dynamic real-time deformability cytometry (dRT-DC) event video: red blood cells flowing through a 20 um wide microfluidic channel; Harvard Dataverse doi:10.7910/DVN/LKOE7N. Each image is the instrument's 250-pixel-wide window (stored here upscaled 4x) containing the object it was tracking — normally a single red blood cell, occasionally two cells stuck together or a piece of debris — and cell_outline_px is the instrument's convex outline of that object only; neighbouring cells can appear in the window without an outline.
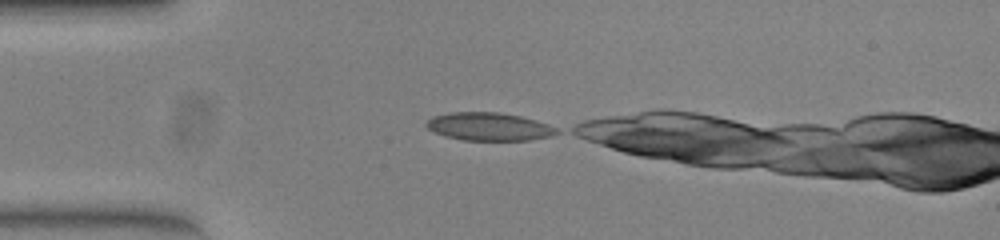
{"species": "common noctule bat (a hibernating species)", "species_latin": "Nyctalus noctula", "temperature_condition": "warm", "stored_images_in_passage": 33, "camera_frame_rate_fps": 3000, "um_per_image_px": 0.085, "animal": {"sex": "female", "body_mass_g": 23.0, "forearm_length_mm": 53.4}, "frame": {"image": 1, "passage_image": 1, "time_ms": 0.0, "image_size_px": [1000, 240], "cell_outline_px": [[560, 132], [552, 136], [528, 140], [464, 140], [444, 136], [428, 128], [424, 124], [432, 116], [452, 112], [500, 112], [520, 116], [536, 120], [548, 124], [556, 128]], "centroid_in_image_um": [41.57, 10.76], "position_along_channel_um": 43.4, "area_um2": 21.27}}
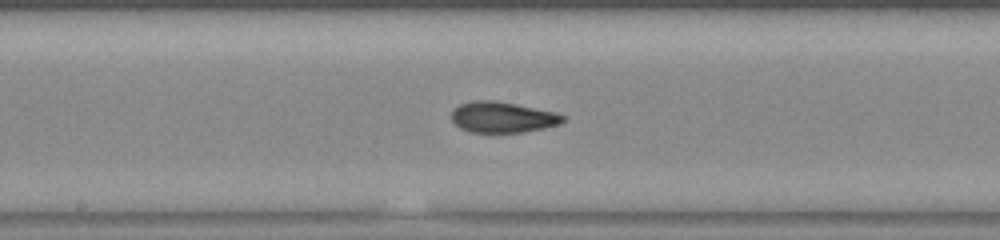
{"frame": {"image": 2, "passage_image": 15, "time_ms": 4.667, "image_size_px": [1000, 240], "cell_outline_px": [[564, 120], [556, 124], [544, 128], [524, 132], [468, 132], [460, 128], [452, 120], [452, 108], [460, 104], [472, 100], [496, 100], [556, 112], [564, 116]], "centroid_in_image_um": [42.67, 9.95], "position_along_channel_um": 205.5, "area_um2": 20.0}}
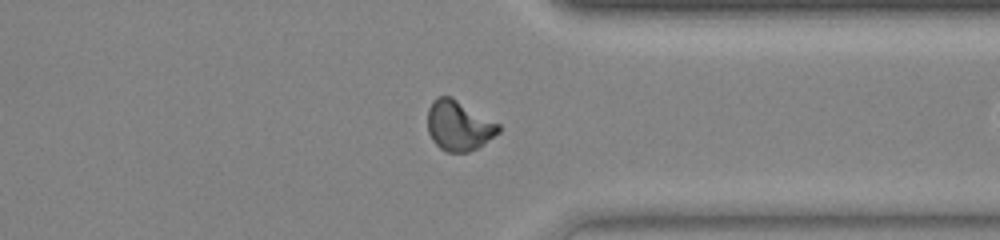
{"frame": {"image": 3, "passage_image": 28, "time_ms": 9.0, "image_size_px": [1000, 240], "cell_outline_px": [[500, 132], [484, 144], [468, 152], [448, 152], [440, 148], [432, 140], [428, 132], [428, 108], [432, 100], [436, 96], [452, 96], [500, 124]], "centroid_in_image_um": [38.99, 10.66], "position_along_channel_um": 372.4, "area_um2": 20.87}, "authors_computed_cell_mechanics": {"area_um2": 20.1144, "velocity_mm_per_s": 3.9203, "shape_relaxation_time_tau1_ms": 5.8913, "shape_relaxation_time_tau2_ms": 1.3567, "deformation_change_tau1": 0.211, "deformation_change_tau2": 0.0784}}